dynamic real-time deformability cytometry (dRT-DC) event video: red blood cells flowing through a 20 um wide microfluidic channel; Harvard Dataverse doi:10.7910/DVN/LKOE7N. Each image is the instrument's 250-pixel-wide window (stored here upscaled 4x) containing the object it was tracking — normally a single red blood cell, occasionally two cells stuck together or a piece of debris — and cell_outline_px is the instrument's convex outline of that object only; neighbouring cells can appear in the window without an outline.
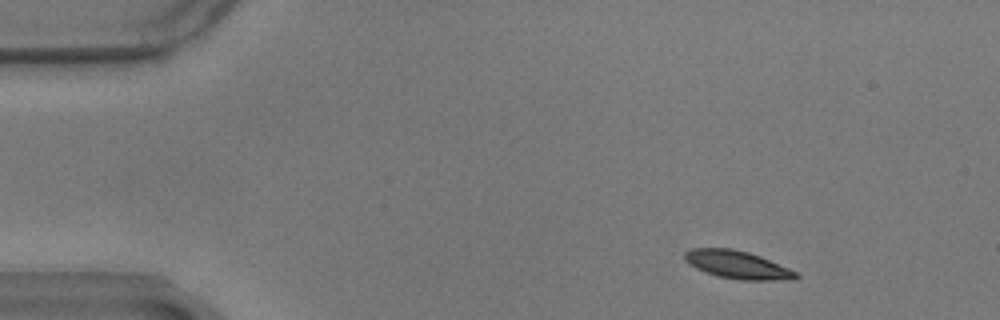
{"species": "common noctule bat (a hibernating species)", "species_latin": "Nyctalus noctula", "temperature_condition": "warm", "stored_images_in_passage": 52, "camera_frame_rate_fps": 3000, "um_per_image_px": 0.085, "animal": {"sex": "male", "body_mass_g": 17.9}, "frame": {"image": 1, "passage_image": 1, "time_ms": 0.0, "image_size_px": [1000, 320], "cell_outline_px": [[800, 276], [792, 280], [740, 280], [720, 276], [696, 268], [688, 264], [684, 260], [684, 252], [692, 248], [732, 248], [748, 252], [760, 256], [788, 268], [796, 272]], "centroid_in_image_um": [62.67, 22.5], "position_along_channel_um": 22.3, "area_um2": 17.98}}
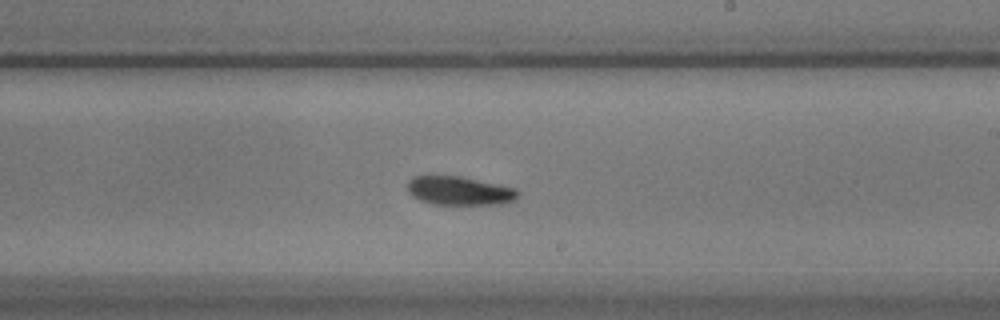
{"frame": {"image": 2, "passage_image": 28, "time_ms": 9.0, "image_size_px": [1000, 320], "cell_outline_px": [[520, 196], [512, 200], [500, 204], [432, 204], [420, 200], [412, 196], [408, 192], [408, 180], [412, 176], [460, 176], [516, 188], [520, 192]], "centroid_in_image_um": [39.04, 16.21], "position_along_channel_um": 250.0, "area_um2": 18.44}}
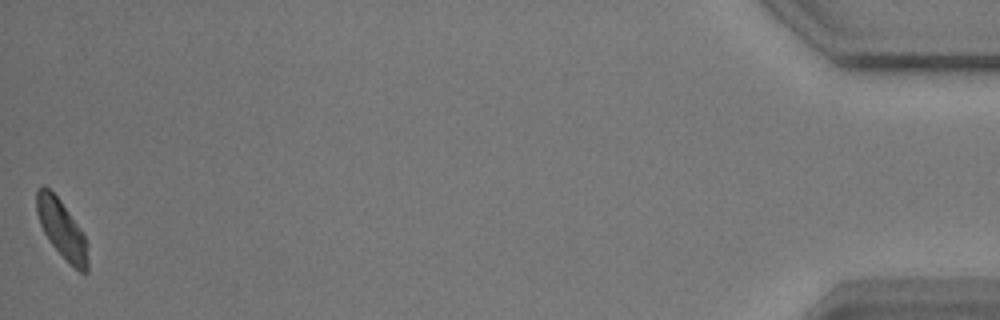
{"frame": {"image": 3, "passage_image": 52, "time_ms": 17.0, "image_size_px": [1000, 320], "cell_outline_px": [[88, 272], [80, 272], [52, 244], [44, 232], [40, 224], [36, 212], [36, 192], [44, 184], [60, 200], [84, 236], [88, 244]], "centroid_in_image_um": [5.24, 19.46], "position_along_channel_um": 430.0, "area_um2": 16.76}, "authors_computed_cell_mechanics": {"area_um2": 18.1781, "velocity_mm_per_s": 3.4202, "shape_relaxation_time_tau1_ms": 3.2565, "shape_relaxation_time_tau2_ms": 6.9964, "deformation_change_tau1": 0.0998, "deformation_change_tau2": 0.1054}}